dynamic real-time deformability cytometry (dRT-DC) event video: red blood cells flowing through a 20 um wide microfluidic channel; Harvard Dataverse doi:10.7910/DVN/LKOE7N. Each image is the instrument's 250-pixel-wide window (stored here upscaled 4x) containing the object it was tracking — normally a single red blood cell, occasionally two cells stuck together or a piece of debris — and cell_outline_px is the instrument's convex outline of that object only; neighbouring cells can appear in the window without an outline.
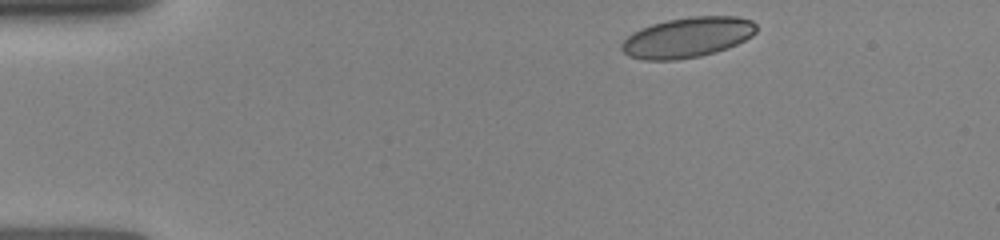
{"species": "human", "species_latin": "Homo sapiens", "temperature_condition": "room temperature", "stored_images_in_passage": 43, "camera_frame_rate_fps": 3000, "um_per_image_px": 0.085, "donor": {"sex": "female"}, "frame": {"image": 1, "passage_image": 1, "time_ms": 0.0, "image_size_px": [1000, 240], "cell_outline_px": [[756, 32], [752, 36], [728, 48], [716, 52], [700, 56], [676, 60], [644, 60], [628, 56], [620, 48], [620, 44], [632, 32], [652, 24], [668, 20], [688, 16], [736, 16], [752, 20], [756, 24]], "centroid_in_image_um": [58.43, 3.18], "position_along_channel_um": 26.6, "area_um2": 31.73}}
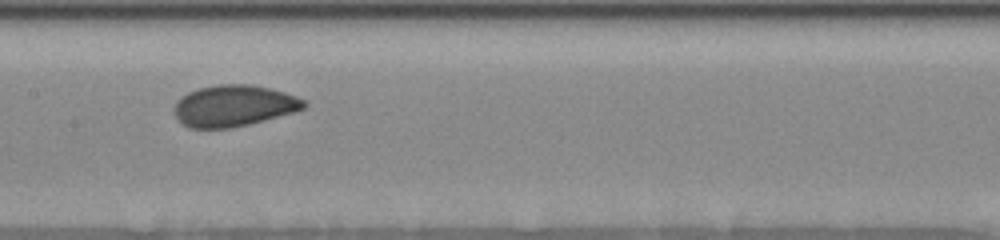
{"frame": {"image": 2, "passage_image": 17, "time_ms": 5.667, "image_size_px": [1000, 240], "cell_outline_px": [[308, 104], [304, 108], [292, 112], [264, 120], [232, 128], [188, 128], [176, 116], [176, 100], [188, 92], [200, 88], [216, 84], [252, 84], [272, 88], [296, 96], [304, 100]], "centroid_in_image_um": [19.89, 8.98], "position_along_channel_um": 187.5, "area_um2": 31.1}}
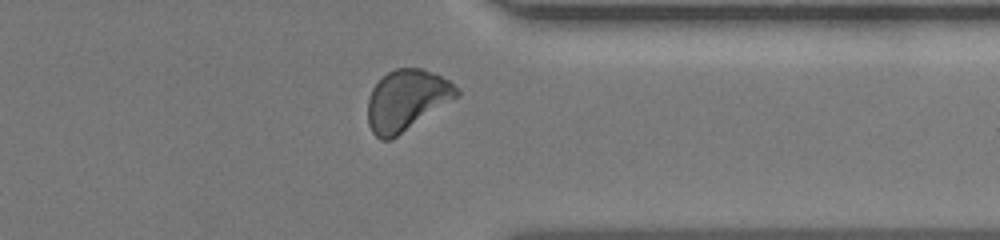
{"frame": {"image": 3, "passage_image": 32, "time_ms": 10.333, "image_size_px": [1000, 240], "cell_outline_px": [[460, 96], [392, 140], [380, 140], [372, 132], [368, 124], [368, 100], [372, 88], [388, 72], [396, 68], [420, 68], [432, 72], [448, 80], [460, 92]], "centroid_in_image_um": [34.56, 8.54], "position_along_channel_um": 376.8, "area_um2": 31.56}}